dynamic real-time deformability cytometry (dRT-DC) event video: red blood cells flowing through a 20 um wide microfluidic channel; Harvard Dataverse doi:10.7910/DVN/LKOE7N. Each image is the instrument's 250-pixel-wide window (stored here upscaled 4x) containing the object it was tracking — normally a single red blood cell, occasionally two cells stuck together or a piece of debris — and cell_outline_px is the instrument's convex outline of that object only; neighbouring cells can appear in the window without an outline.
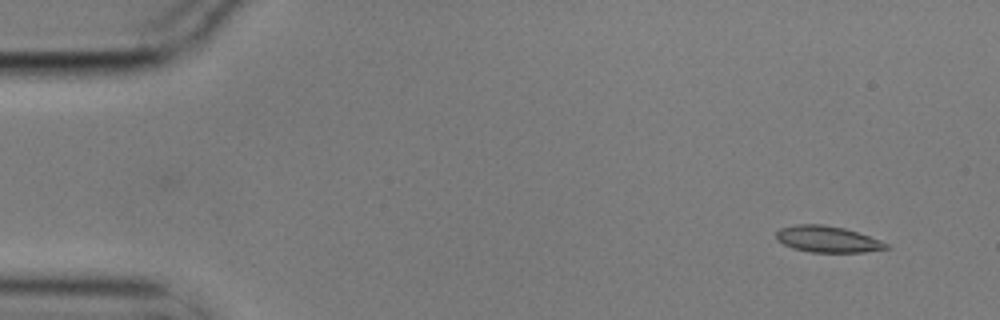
{"species": "common noctule bat (a hibernating species)", "species_latin": "Nyctalus noctula", "temperature_condition": "cold", "stored_images_in_passage": 6, "camera_frame_rate_fps": 3000, "um_per_image_px": 0.085, "animal": {"sex": "male", "body_mass_g": 17.9}, "frame": {"image": 1, "passage_image": 2, "time_ms": 0.333, "image_size_px": [1000, 320], "cell_outline_px": [[892, 248], [864, 252], [812, 252], [792, 248], [776, 240], [776, 232], [780, 228], [792, 224], [824, 224], [844, 228], [880, 240], [888, 244]], "centroid_in_image_um": [70.32, 20.32], "position_along_channel_um": 14.7, "area_um2": 16.94}}
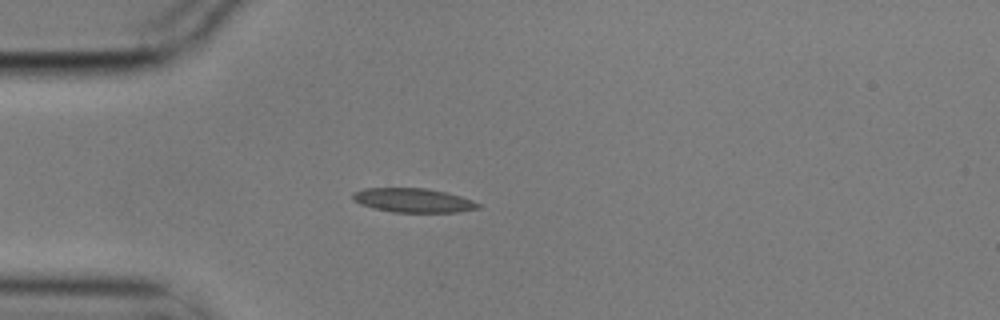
{"frame": {"image": 2, "passage_image": 5, "time_ms": 1.333, "image_size_px": [1000, 320], "cell_outline_px": [[480, 208], [460, 212], [392, 212], [372, 208], [360, 204], [352, 200], [352, 192], [364, 188], [424, 188], [444, 192], [460, 196], [472, 200], [480, 204]], "centroid_in_image_um": [35.08, 17.03], "position_along_channel_um": 49.9, "area_um2": 17.69}}